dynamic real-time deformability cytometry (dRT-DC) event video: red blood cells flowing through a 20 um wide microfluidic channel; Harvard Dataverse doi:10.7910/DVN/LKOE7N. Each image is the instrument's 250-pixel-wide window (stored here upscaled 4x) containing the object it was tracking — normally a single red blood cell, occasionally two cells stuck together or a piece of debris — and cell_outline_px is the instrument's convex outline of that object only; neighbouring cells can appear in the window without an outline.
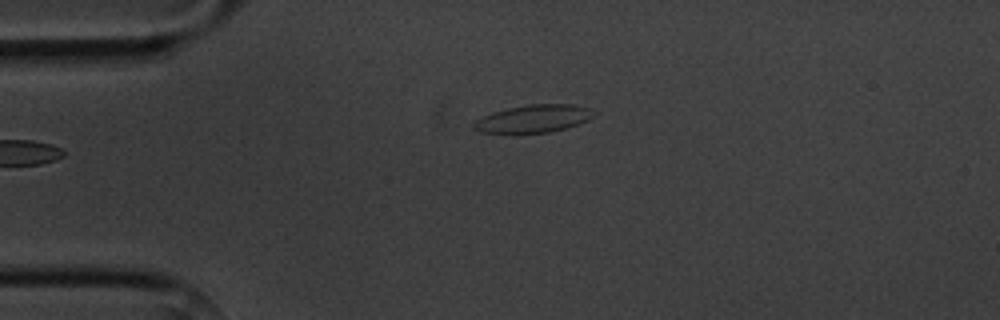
{"species": "common noctule bat (a hibernating species)", "species_latin": "Nyctalus noctula", "temperature_condition": "cold", "stored_images_in_passage": 6, "camera_frame_rate_fps": 3000, "um_per_image_px": 0.085, "animal": {"sex": "male", "body_mass_g": 20.1, "forearm_length_mm": 53.5}, "frame": {"image": 1, "passage_image": 6, "time_ms": 6.0, "image_size_px": [1000, 320], "cell_outline_px": [[596, 112], [588, 120], [564, 128], [548, 132], [512, 136], [480, 132], [472, 128], [472, 124], [476, 120], [492, 112], [508, 108], [528, 104], [576, 104], [588, 108]], "centroid_in_image_um": [45.26, 10.13], "position_along_channel_um": 39.7, "area_um2": 20.0}}